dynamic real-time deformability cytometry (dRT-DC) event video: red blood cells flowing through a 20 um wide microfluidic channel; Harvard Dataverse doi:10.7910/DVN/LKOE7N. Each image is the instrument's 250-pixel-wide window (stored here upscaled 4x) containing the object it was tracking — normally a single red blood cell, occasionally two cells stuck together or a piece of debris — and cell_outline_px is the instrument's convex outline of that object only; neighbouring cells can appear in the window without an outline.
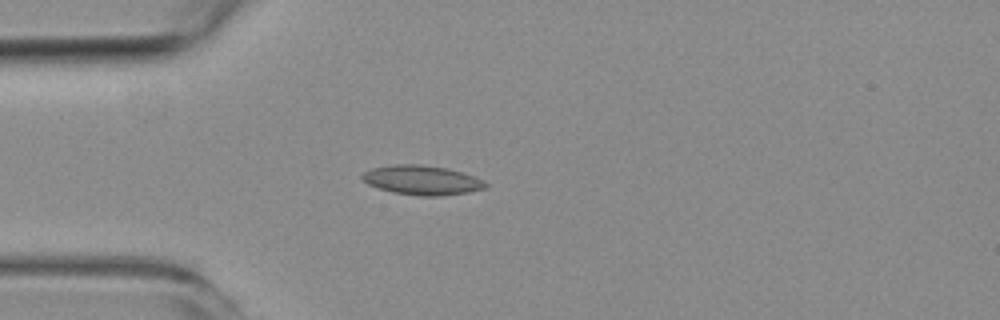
{"species": "common noctule bat (a hibernating species)", "species_latin": "Nyctalus noctula", "temperature_condition": "room temperature", "stored_images_in_passage": 2, "camera_frame_rate_fps": 3000, "um_per_image_px": 0.085, "animal": {"sex": "female", "body_mass_g": 19.3, "forearm_length_mm": 54.1}, "frame": {"image": 1, "passage_image": 1, "time_ms": 0.0, "image_size_px": [1000, 320], "cell_outline_px": [[488, 184], [484, 188], [468, 192], [440, 196], [420, 196], [392, 192], [368, 184], [360, 176], [364, 172], [372, 168], [392, 164], [420, 164], [448, 168], [476, 176], [484, 180]], "centroid_in_image_um": [35.89, 15.3], "position_along_channel_um": 49.1, "area_um2": 21.21}}